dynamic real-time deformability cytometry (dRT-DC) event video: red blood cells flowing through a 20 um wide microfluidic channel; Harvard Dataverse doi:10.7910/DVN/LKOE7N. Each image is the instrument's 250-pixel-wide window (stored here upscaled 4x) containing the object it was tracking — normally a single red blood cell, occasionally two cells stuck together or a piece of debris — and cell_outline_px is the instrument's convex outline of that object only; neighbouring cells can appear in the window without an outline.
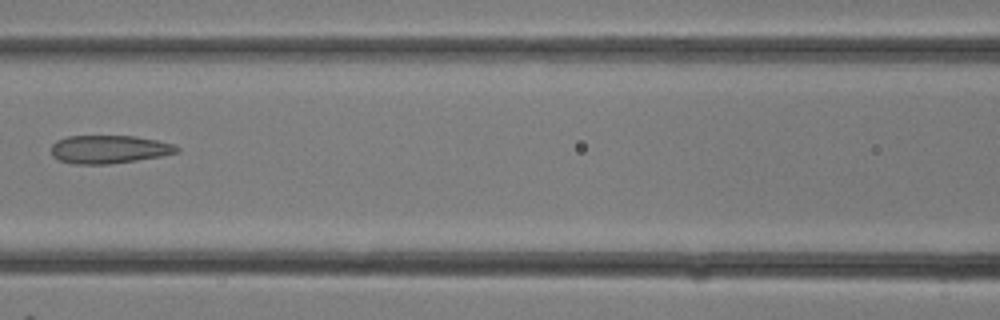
{"species": "common noctule bat (a hibernating species)", "species_latin": "Nyctalus noctula", "temperature_condition": "room temperature", "stored_images_in_passage": 27, "camera_frame_rate_fps": 3000, "um_per_image_px": 0.085, "animal": {"sex": "female"}, "frame": {"image": 1, "passage_image": 12, "time_ms": 3.667, "image_size_px": [1000, 320], "cell_outline_px": [[180, 152], [160, 156], [136, 160], [108, 164], [72, 164], [60, 160], [52, 156], [52, 144], [56, 140], [68, 136], [136, 136], [156, 140], [172, 144], [180, 148]], "centroid_in_image_um": [9.26, 12.69], "position_along_channel_um": 157.3, "area_um2": 20.58}}